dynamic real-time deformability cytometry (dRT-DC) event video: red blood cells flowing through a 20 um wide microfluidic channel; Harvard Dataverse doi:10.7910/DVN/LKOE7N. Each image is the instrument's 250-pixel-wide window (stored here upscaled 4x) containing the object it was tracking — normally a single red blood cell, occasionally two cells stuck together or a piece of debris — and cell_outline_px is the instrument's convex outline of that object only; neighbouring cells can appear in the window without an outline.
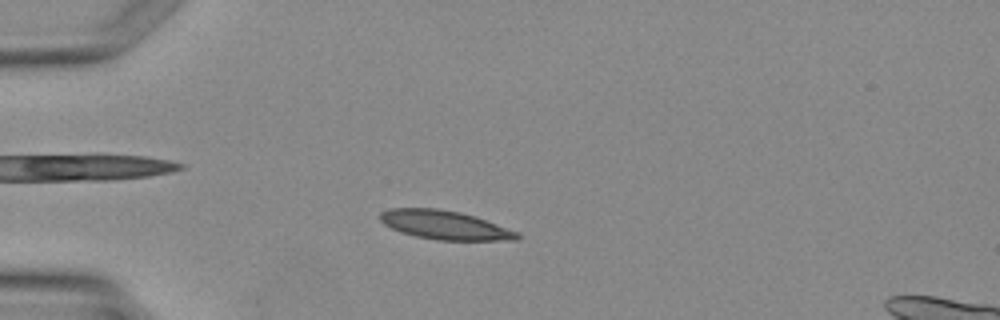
{"species": "Egyptian fruit bat (a non-hibernating species)", "species_latin": "Rousettus aegyptiacus", "temperature_condition": "warm", "stored_images_in_passage": 3, "camera_frame_rate_fps": 3000, "um_per_image_px": 0.085, "animal": {"sex": "female"}, "frame": {"image": 1, "passage_image": 3, "time_ms": 2.333, "image_size_px": [1000, 320], "cell_outline_px": [[520, 236], [516, 240], [436, 240], [416, 236], [400, 232], [384, 224], [380, 220], [380, 212], [392, 208], [436, 208], [460, 212], [476, 216], [520, 232]], "centroid_in_image_um": [37.83, 19.12], "position_along_channel_um": 47.2, "area_um2": 23.12}}